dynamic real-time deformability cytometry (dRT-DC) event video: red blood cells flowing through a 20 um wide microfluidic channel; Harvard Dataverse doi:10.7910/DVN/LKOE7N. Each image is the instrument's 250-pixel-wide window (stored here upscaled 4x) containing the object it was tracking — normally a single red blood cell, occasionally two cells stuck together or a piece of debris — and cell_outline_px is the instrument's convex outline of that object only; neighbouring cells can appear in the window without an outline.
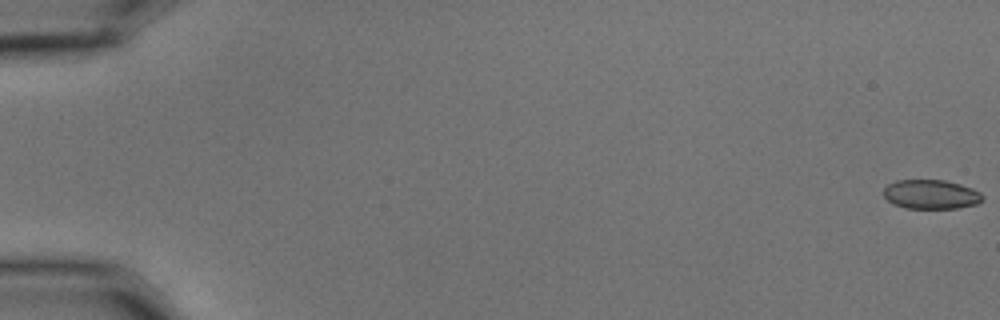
{"species": "common noctule bat (a hibernating species)", "species_latin": "Nyctalus noctula", "temperature_condition": "cold", "stored_images_in_passage": 52, "camera_frame_rate_fps": 3000, "um_per_image_px": 0.085, "animal": {"sex": "male", "body_mass_g": 15.6}, "frame": {"image": 1, "passage_image": 1, "time_ms": 0.0, "image_size_px": [1000, 320], "cell_outline_px": [[984, 200], [976, 204], [956, 208], [904, 208], [892, 204], [884, 196], [884, 188], [888, 184], [896, 180], [944, 180], [960, 184], [972, 188], [980, 192], [984, 196]], "centroid_in_image_um": [79.14, 16.52], "position_along_channel_um": 5.9, "area_um2": 16.94}}
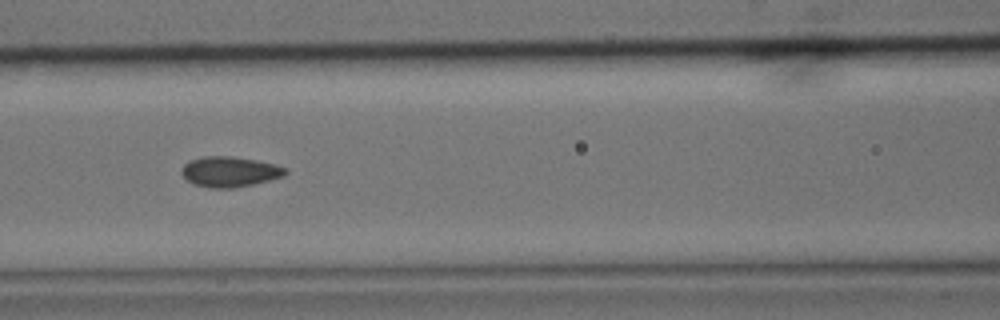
{"frame": {"image": 2, "passage_image": 27, "time_ms": 8.667, "image_size_px": [1000, 320], "cell_outline_px": [[288, 172], [284, 176], [252, 184], [232, 188], [212, 188], [196, 184], [188, 180], [180, 172], [184, 164], [188, 160], [204, 156], [232, 156], [256, 160], [276, 164], [284, 168]], "centroid_in_image_um": [19.51, 14.58], "position_along_channel_um": 147.1, "area_um2": 18.21}}
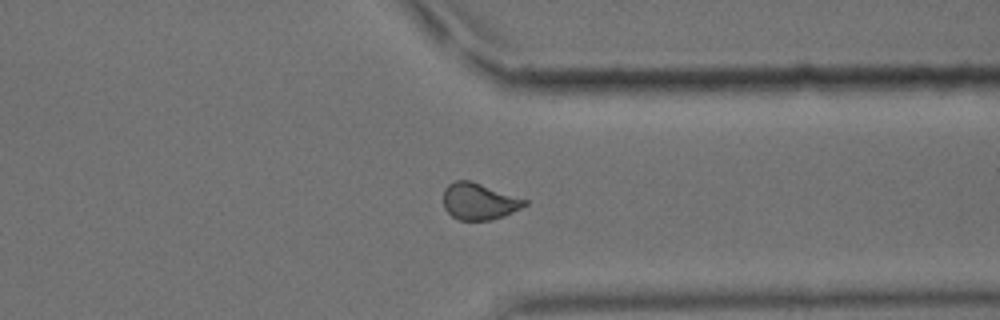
{"frame": {"image": 3, "passage_image": 46, "time_ms": 15.0, "image_size_px": [1000, 320], "cell_outline_px": [[528, 204], [504, 216], [492, 220], [460, 220], [452, 216], [444, 208], [444, 188], [448, 184], [456, 180], [468, 180], [528, 200]], "centroid_in_image_um": [40.71, 17.13], "position_along_channel_um": 370.7, "area_um2": 17.17}, "authors_computed_cell_mechanics": {"area_um2": 17.7446, "velocity_mm_per_s": 3.5391, "shape_relaxation_time_tau1_ms": 7.7372, "shape_relaxation_time_tau2_ms": 1.0414, "deformation_change_tau1": 0.121, "deformation_change_tau2": 0.0494}}